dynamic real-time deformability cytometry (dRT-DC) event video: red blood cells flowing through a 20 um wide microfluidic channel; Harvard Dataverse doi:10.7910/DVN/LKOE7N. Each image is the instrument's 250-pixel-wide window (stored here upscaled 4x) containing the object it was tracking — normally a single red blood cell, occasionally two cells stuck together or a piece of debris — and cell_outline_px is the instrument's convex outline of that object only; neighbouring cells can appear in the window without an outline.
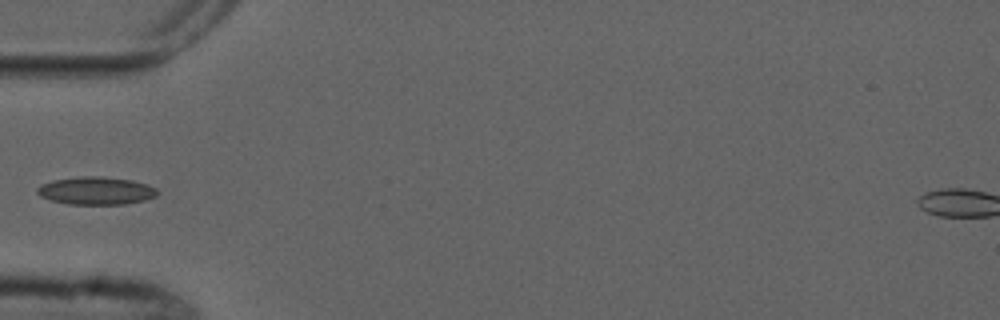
{"species": "common noctule bat (a hibernating species)", "species_latin": "Nyctalus noctula", "temperature_condition": "cold", "stored_images_in_passage": 6, "camera_frame_rate_fps": 3000, "um_per_image_px": 0.085, "animal": {"sex": "male", "forearm_length_mm": 52.5}, "frame": {"image": 1, "passage_image": 6, "time_ms": 5.667, "image_size_px": [1000, 320], "cell_outline_px": [[160, 192], [156, 196], [144, 200], [124, 204], [68, 204], [52, 200], [40, 196], [36, 192], [36, 188], [40, 184], [52, 180], [80, 176], [100, 176], [132, 180], [148, 184], [156, 188]], "centroid_in_image_um": [8.16, 16.2], "position_along_channel_um": 76.8, "area_um2": 19.59}}